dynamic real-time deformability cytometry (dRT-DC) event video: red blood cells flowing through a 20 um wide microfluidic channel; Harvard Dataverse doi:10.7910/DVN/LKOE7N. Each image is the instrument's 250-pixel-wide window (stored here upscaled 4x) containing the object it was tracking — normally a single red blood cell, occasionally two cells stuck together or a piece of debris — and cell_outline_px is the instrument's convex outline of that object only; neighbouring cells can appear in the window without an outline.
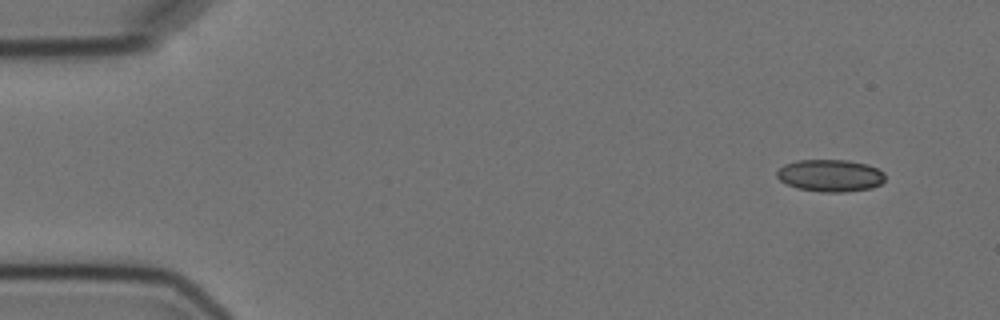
{"species": "Egyptian fruit bat (a non-hibernating species)", "species_latin": "Rousettus aegyptiacus", "temperature_condition": "cold", "stored_images_in_passage": 9, "camera_frame_rate_fps": 3000, "um_per_image_px": 0.085, "animal": {"sex": "female"}, "frame": {"image": 1, "passage_image": 1, "time_ms": 0.0, "image_size_px": [1000, 320], "cell_outline_px": [[884, 180], [880, 184], [872, 188], [844, 192], [824, 192], [796, 188], [780, 180], [776, 176], [776, 172], [784, 164], [796, 160], [848, 160], [868, 164], [884, 172]], "centroid_in_image_um": [70.57, 14.91], "position_along_channel_um": 14.4, "area_um2": 20.35}}
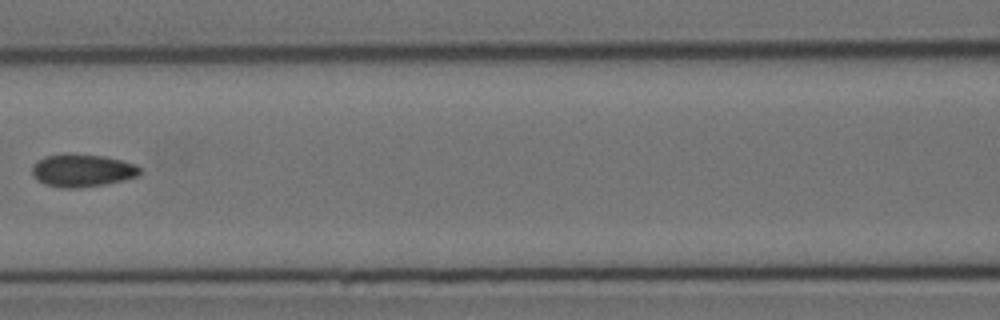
{"frame": {"image": 2, "passage_image": 7, "time_ms": 7.0, "image_size_px": [1000, 320], "cell_outline_px": [[140, 172], [136, 176], [124, 180], [104, 184], [76, 188], [64, 188], [44, 184], [36, 180], [32, 172], [32, 164], [36, 160], [44, 156], [68, 152], [104, 156], [136, 164], [140, 168]], "centroid_in_image_um": [6.93, 14.47], "position_along_channel_um": 159.7, "area_um2": 20.81}}
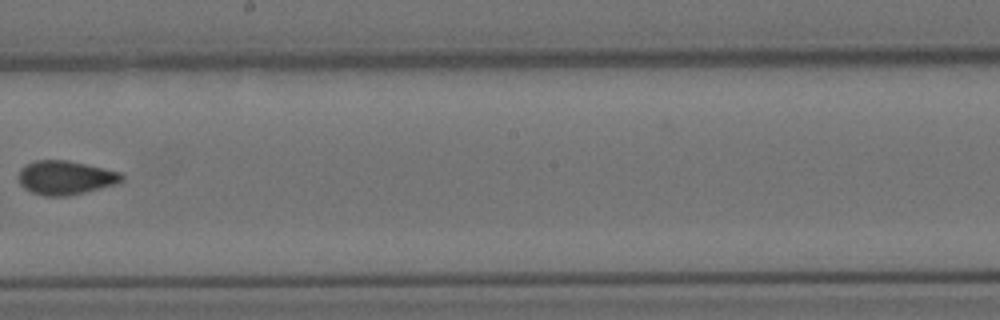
{"frame": {"image": 3, "passage_image": 9, "time_ms": 9.333, "image_size_px": [1000, 320], "cell_outline_px": [[124, 180], [112, 184], [84, 192], [68, 196], [44, 196], [32, 192], [24, 188], [20, 184], [20, 168], [36, 160], [68, 160], [120, 172], [124, 176]], "centroid_in_image_um": [5.55, 15.1], "position_along_channel_um": 242.7, "area_um2": 20.06}}